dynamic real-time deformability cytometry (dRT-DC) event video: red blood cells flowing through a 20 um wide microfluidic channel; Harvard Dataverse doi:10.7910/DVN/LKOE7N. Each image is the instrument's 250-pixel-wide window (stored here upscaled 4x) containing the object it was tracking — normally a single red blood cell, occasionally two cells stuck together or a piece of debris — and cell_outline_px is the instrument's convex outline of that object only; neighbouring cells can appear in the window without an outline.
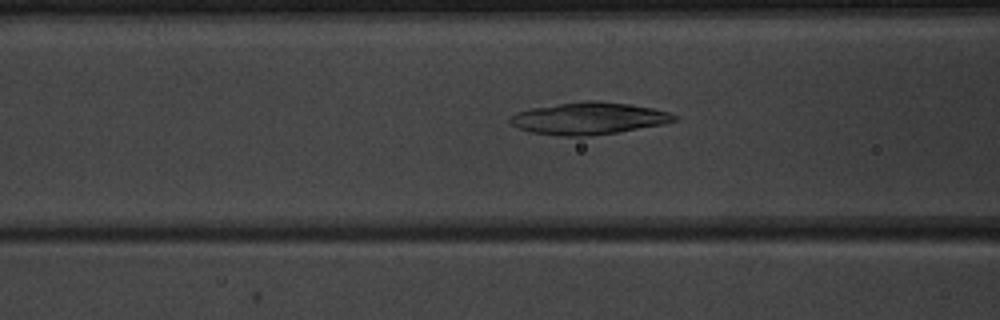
{"species": "common noctule bat (a hibernating species)", "species_latin": "Nyctalus noctula", "temperature_condition": "warm", "stored_images_in_passage": 46, "camera_frame_rate_fps": 3000, "um_per_image_px": 0.085, "animal": {"sex": "male", "body_mass_g": 20.1, "forearm_length_mm": 53.5}, "frame": {"image": 1, "passage_image": 16, "time_ms": 5.0, "image_size_px": [1000, 320], "cell_outline_px": [[676, 120], [664, 124], [592, 136], [560, 136], [528, 132], [516, 128], [508, 120], [508, 116], [516, 112], [532, 108], [588, 100], [596, 100], [628, 104], [652, 108], [668, 112], [676, 116]], "centroid_in_image_um": [49.98, 10.07], "position_along_channel_um": 116.6, "area_um2": 30.63}}
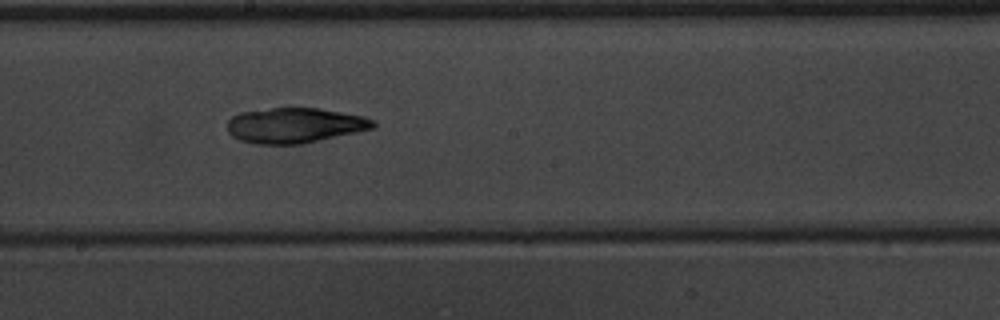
{"frame": {"image": 2, "passage_image": 24, "time_ms": 7.667, "image_size_px": [1000, 320], "cell_outline_px": [[376, 128], [304, 144], [256, 144], [240, 140], [232, 136], [228, 132], [228, 120], [232, 116], [240, 112], [288, 104], [292, 104], [320, 108], [364, 116], [376, 120]], "centroid_in_image_um": [25.08, 10.61], "position_along_channel_um": 223.1, "area_um2": 31.21}}
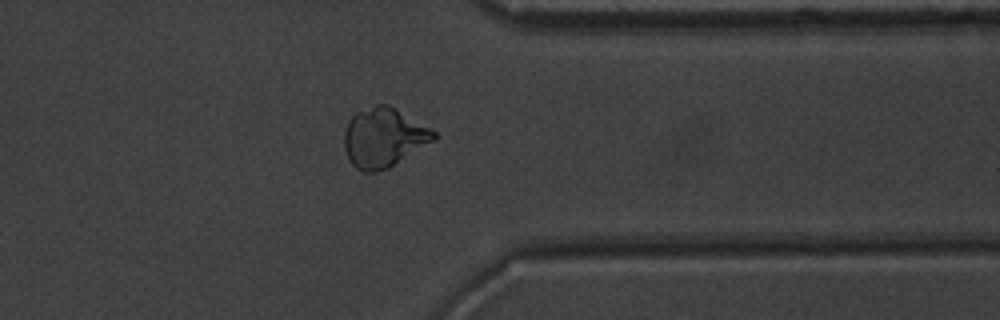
{"frame": {"image": 3, "passage_image": 36, "time_ms": 11.667, "image_size_px": [1000, 320], "cell_outline_px": [[436, 140], [388, 168], [376, 172], [364, 172], [356, 168], [352, 164], [344, 148], [344, 132], [348, 120], [356, 112], [376, 104], [388, 104], [396, 108], [436, 132]], "centroid_in_image_um": [32.6, 11.69], "position_along_channel_um": 378.8, "area_um2": 30.92}}